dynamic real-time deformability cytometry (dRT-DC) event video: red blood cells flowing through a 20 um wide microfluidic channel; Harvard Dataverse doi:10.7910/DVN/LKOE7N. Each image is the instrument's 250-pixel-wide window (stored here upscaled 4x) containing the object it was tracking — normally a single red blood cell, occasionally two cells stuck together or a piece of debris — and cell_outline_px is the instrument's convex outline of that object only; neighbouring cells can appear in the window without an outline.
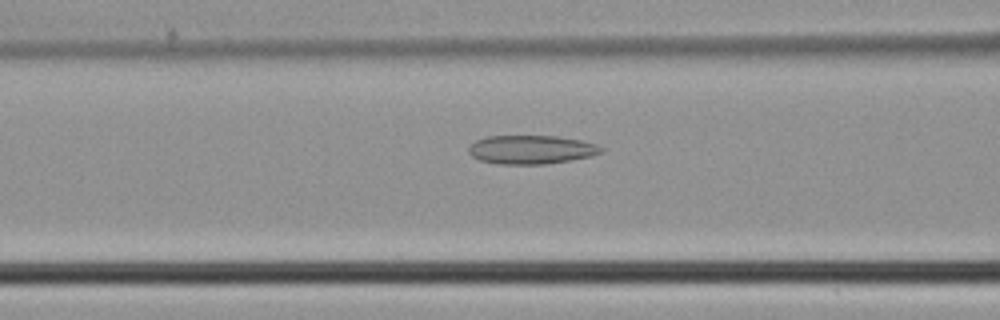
{"species": "common noctule bat (a hibernating species)", "species_latin": "Nyctalus noctula", "temperature_condition": "cold", "stored_images_in_passage": 32, "camera_frame_rate_fps": 3000, "um_per_image_px": 0.085, "animal": {"sex": "male", "body_mass_g": 21.5, "forearm_length_mm": 52.0}, "frame": {"image": 1, "passage_image": 8, "time_ms": 2.333, "image_size_px": [1000, 320], "cell_outline_px": [[604, 152], [592, 156], [572, 160], [544, 164], [496, 164], [480, 160], [472, 156], [468, 152], [468, 148], [476, 140], [488, 136], [556, 136], [580, 140], [596, 144], [604, 148]], "centroid_in_image_um": [45.18, 12.72], "position_along_channel_um": 121.4, "area_um2": 22.25}}
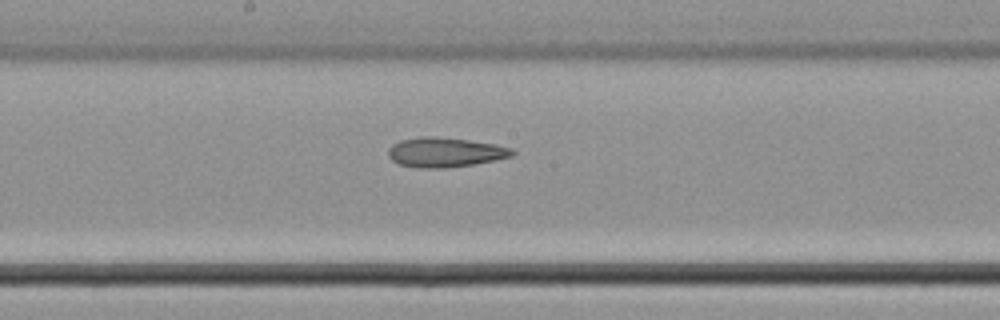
{"frame": {"image": 2, "passage_image": 14, "time_ms": 4.333, "image_size_px": [1000, 320], "cell_outline_px": [[516, 152], [512, 156], [496, 160], [448, 168], [420, 168], [400, 164], [392, 160], [388, 156], [388, 148], [392, 144], [400, 140], [424, 136], [432, 136], [468, 140], [496, 144], [512, 148]], "centroid_in_image_um": [37.84, 12.94], "position_along_channel_um": 210.4, "area_um2": 21.44}}
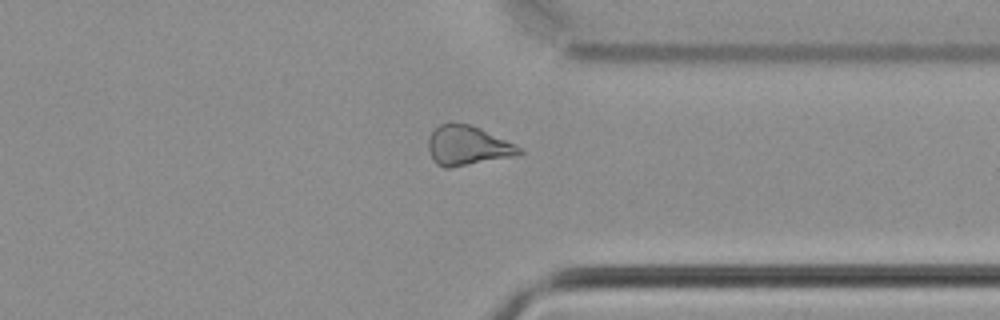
{"frame": {"image": 3, "passage_image": 25, "time_ms": 8.0, "image_size_px": [1000, 320], "cell_outline_px": [[524, 152], [516, 156], [448, 168], [444, 168], [436, 164], [432, 160], [428, 148], [428, 136], [440, 124], [468, 124], [480, 128], [516, 144], [524, 148]], "centroid_in_image_um": [39.77, 12.4], "position_along_channel_um": 371.6, "area_um2": 20.98}}